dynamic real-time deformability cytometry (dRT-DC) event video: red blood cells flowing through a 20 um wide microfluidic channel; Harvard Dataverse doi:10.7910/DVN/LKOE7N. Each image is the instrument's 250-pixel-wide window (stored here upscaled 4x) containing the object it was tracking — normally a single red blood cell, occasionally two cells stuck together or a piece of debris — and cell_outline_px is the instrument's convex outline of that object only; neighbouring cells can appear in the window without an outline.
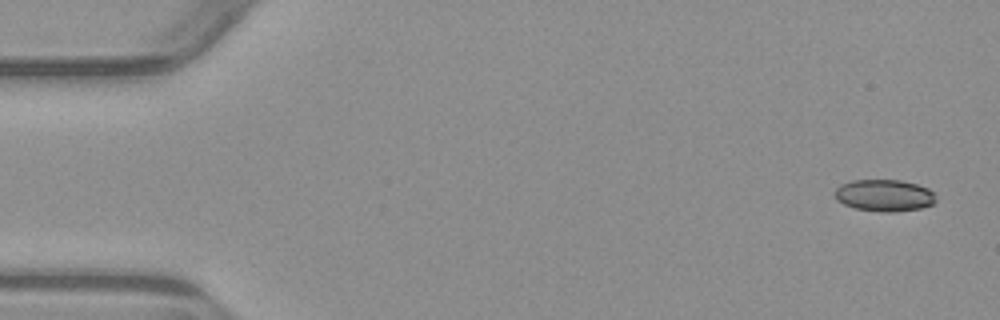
{"species": "common noctule bat (a hibernating species)", "species_latin": "Nyctalus noctula", "temperature_condition": "warm", "stored_images_in_passage": 4, "camera_frame_rate_fps": 3000, "um_per_image_px": 0.085, "animal": {"sex": "male", "body_mass_g": 23.1, "forearm_length_mm": 52.7}, "frame": {"image": 1, "passage_image": 1, "time_ms": 0.0, "image_size_px": [1000, 320], "cell_outline_px": [[936, 200], [932, 204], [920, 208], [896, 212], [884, 212], [856, 208], [844, 204], [836, 200], [836, 188], [840, 184], [852, 180], [900, 180], [916, 184], [928, 188], [936, 196]], "centroid_in_image_um": [75.17, 16.6], "position_along_channel_um": 9.8, "area_um2": 18.67}}
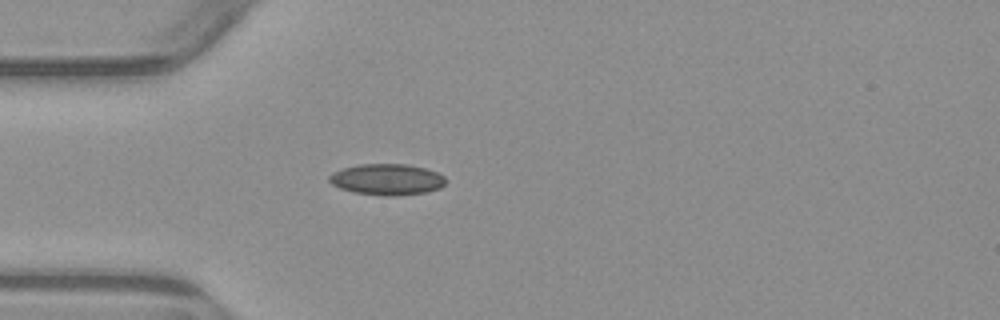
{"frame": {"image": 2, "passage_image": 4, "time_ms": 4.333, "image_size_px": [1000, 320], "cell_outline_px": [[444, 184], [440, 188], [428, 192], [392, 196], [384, 196], [352, 192], [340, 188], [332, 184], [328, 180], [328, 176], [332, 172], [344, 168], [360, 164], [408, 164], [424, 168], [436, 172], [444, 176]], "centroid_in_image_um": [32.87, 15.25], "position_along_channel_um": 52.1, "area_um2": 21.15}}